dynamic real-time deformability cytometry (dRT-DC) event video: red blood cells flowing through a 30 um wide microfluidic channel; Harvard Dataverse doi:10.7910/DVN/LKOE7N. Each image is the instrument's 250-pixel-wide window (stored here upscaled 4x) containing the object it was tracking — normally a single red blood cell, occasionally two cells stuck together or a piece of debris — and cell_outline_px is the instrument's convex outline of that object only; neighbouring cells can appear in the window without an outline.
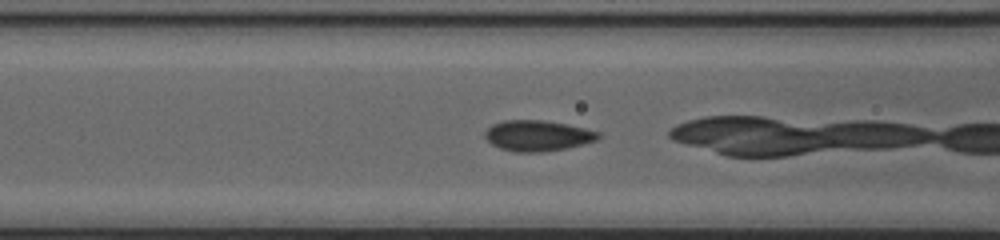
{"species": "common noctule bat (a hibernating species)", "species_latin": "Nyctalus noctula", "temperature_condition": "cold", "stored_images_in_passage": 28, "camera_frame_rate_fps": 3000, "um_per_image_px": 0.085, "animal": {"sex": "female", "body_mass_g": 20.0, "forearm_length_mm": 54.0}, "frame": {"image": 1, "passage_image": 21, "time_ms": 6.667, "image_size_px": [1000, 240], "cell_outline_px": [[600, 136], [596, 140], [564, 148], [544, 152], [516, 152], [500, 148], [492, 144], [484, 136], [484, 132], [492, 124], [504, 120], [544, 120], [568, 124], [600, 132]], "centroid_in_image_um": [45.67, 11.52], "position_along_channel_um": 120.9, "area_um2": 20.17}}